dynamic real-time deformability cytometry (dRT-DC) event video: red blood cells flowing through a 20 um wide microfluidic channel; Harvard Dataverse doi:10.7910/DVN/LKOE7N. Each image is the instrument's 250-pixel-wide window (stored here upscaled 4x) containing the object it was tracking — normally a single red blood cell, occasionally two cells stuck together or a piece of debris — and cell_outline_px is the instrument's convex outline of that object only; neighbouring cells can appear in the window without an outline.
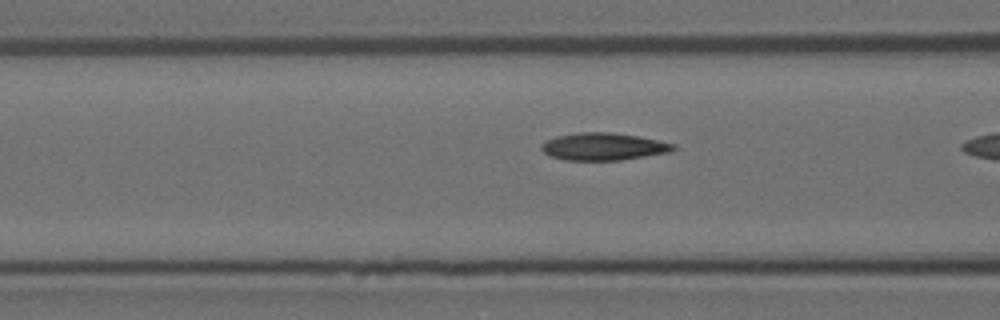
{"species": "Egyptian fruit bat (a non-hibernating species)", "species_latin": "Rousettus aegyptiacus", "temperature_condition": "room temperature", "stored_images_in_passage": 19, "camera_frame_rate_fps": 3000, "um_per_image_px": 0.085, "animal": {"sex": "female"}, "frame": {"image": 1, "passage_image": 18, "time_ms": 5.667, "image_size_px": [1000, 320], "cell_outline_px": [[676, 148], [672, 152], [620, 160], [564, 160], [552, 156], [544, 152], [540, 148], [548, 140], [556, 136], [580, 132], [612, 132], [636, 136], [676, 144]], "centroid_in_image_um": [51.33, 12.46], "position_along_channel_um": 115.3, "area_um2": 20.87}}